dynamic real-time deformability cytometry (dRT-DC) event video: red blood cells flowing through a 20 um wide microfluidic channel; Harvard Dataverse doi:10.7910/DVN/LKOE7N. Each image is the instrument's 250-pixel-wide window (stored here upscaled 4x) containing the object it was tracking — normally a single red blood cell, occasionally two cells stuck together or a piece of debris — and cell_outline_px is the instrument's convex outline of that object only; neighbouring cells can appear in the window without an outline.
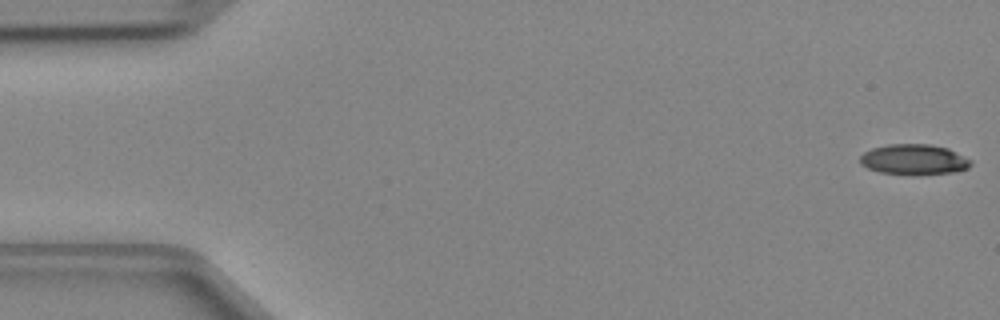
{"species": "Egyptian fruit bat (a non-hibernating species)", "species_latin": "Rousettus aegyptiacus", "temperature_condition": "cold", "stored_images_in_passage": 47, "camera_frame_rate_fps": 3000, "um_per_image_px": 0.085, "animal": {"sex": "female"}, "frame": {"image": 1, "passage_image": 1, "time_ms": 0.0, "image_size_px": [1000, 320], "cell_outline_px": [[972, 164], [968, 168], [956, 172], [880, 172], [868, 168], [860, 164], [860, 156], [864, 152], [872, 148], [888, 144], [932, 144], [948, 148], [972, 160]], "centroid_in_image_um": [77.69, 13.5], "position_along_channel_um": 7.3, "area_um2": 18.96}}
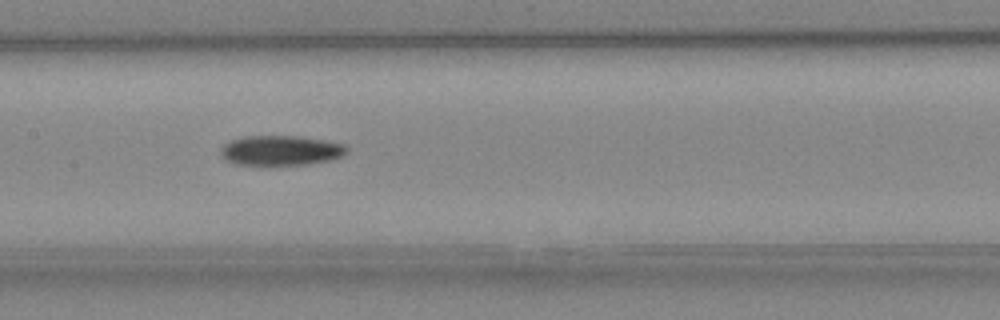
{"frame": {"image": 2, "passage_image": 23, "time_ms": 7.333, "image_size_px": [1000, 320], "cell_outline_px": [[348, 152], [344, 156], [332, 160], [308, 164], [236, 164], [224, 160], [220, 156], [220, 148], [224, 144], [232, 140], [244, 136], [300, 136], [348, 144]], "centroid_in_image_um": [23.91, 12.78], "position_along_channel_um": 183.5, "area_um2": 22.2}}
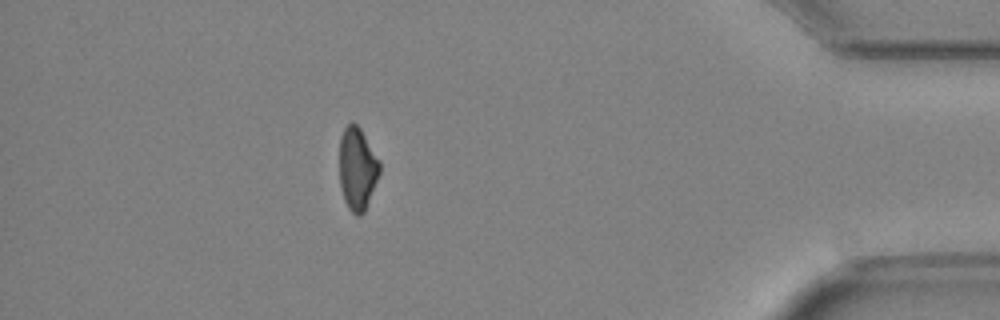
{"frame": {"image": 3, "passage_image": 42, "time_ms": 13.667, "image_size_px": [1000, 320], "cell_outline_px": [[380, 172], [364, 212], [360, 216], [356, 216], [348, 208], [344, 200], [340, 188], [340, 136], [344, 128], [348, 124], [356, 124], [360, 128], [380, 160]], "centroid_in_image_um": [30.37, 14.35], "position_along_channel_um": 404.8, "area_um2": 19.31}}